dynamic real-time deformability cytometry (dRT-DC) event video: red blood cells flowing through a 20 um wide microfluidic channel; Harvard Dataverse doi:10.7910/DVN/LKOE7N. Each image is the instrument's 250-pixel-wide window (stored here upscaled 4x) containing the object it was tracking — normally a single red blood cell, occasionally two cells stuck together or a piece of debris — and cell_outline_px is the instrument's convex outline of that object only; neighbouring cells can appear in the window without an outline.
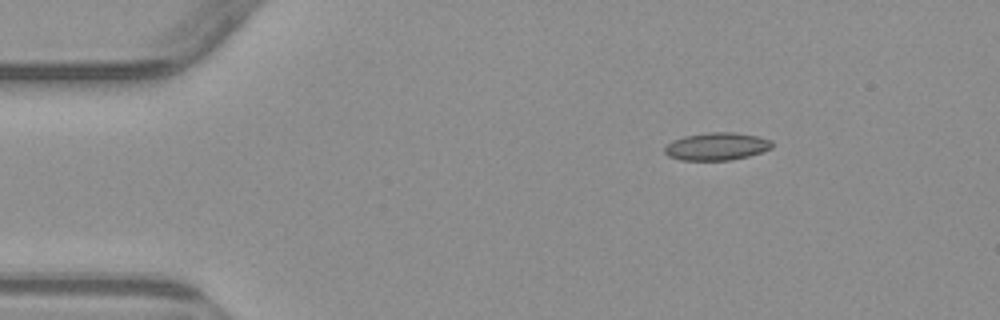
{"species": "common noctule bat (a hibernating species)", "species_latin": "Nyctalus noctula", "temperature_condition": "warm", "stored_images_in_passage": 3, "camera_frame_rate_fps": 3000, "um_per_image_px": 0.085, "animal": {"sex": "male", "body_mass_g": 23.1, "forearm_length_mm": 52.7}, "frame": {"image": 1, "passage_image": 1, "time_ms": 0.0, "image_size_px": [1000, 320], "cell_outline_px": [[772, 148], [748, 156], [728, 160], [680, 160], [668, 156], [664, 152], [664, 148], [672, 140], [684, 136], [708, 132], [736, 132], [756, 136], [772, 140]], "centroid_in_image_um": [60.9, 12.44], "position_along_channel_um": 24.1, "area_um2": 17.28}}